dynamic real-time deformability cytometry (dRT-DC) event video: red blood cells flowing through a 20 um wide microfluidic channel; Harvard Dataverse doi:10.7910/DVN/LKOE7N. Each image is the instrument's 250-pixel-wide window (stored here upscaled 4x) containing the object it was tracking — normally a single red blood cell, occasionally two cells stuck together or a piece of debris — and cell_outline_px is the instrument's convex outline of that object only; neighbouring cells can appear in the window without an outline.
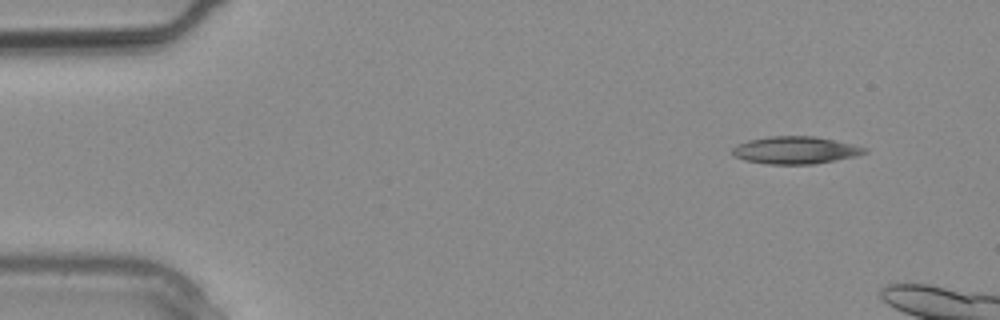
{"species": "common noctule bat (a hibernating species)", "species_latin": "Nyctalus noctula", "temperature_condition": "warm", "stored_images_in_passage": 4, "camera_frame_rate_fps": 3000, "um_per_image_px": 0.085, "animal": {"sex": "male", "body_mass_g": 20.4}, "frame": {"image": 1, "passage_image": 1, "time_ms": 0.0, "image_size_px": [1000, 320], "cell_outline_px": [[868, 152], [856, 156], [812, 164], [768, 164], [744, 160], [732, 156], [732, 148], [736, 144], [748, 140], [768, 136], [816, 136], [852, 144], [868, 148]], "centroid_in_image_um": [67.57, 12.76], "position_along_channel_um": 17.4, "area_um2": 21.21}}
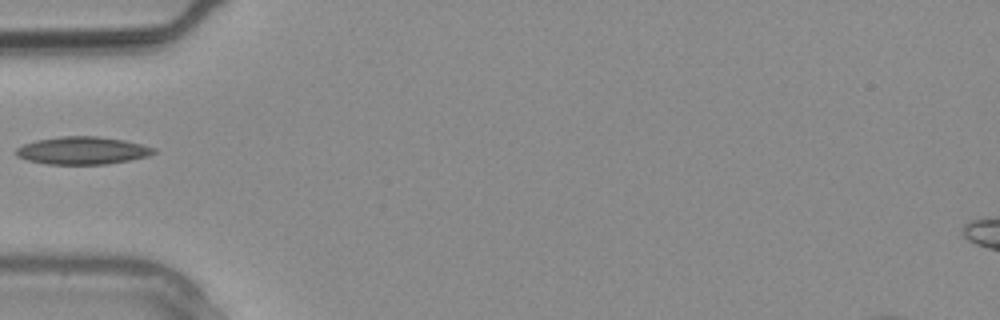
{"frame": {"image": 2, "passage_image": 4, "time_ms": 1.0, "image_size_px": [1000, 320], "cell_outline_px": [[156, 152], [148, 156], [108, 164], [48, 164], [28, 160], [16, 156], [16, 148], [24, 144], [36, 140], [60, 136], [96, 136], [124, 140], [156, 148]], "centroid_in_image_um": [7.0, 12.79], "position_along_channel_um": 78.0, "area_um2": 22.08}}